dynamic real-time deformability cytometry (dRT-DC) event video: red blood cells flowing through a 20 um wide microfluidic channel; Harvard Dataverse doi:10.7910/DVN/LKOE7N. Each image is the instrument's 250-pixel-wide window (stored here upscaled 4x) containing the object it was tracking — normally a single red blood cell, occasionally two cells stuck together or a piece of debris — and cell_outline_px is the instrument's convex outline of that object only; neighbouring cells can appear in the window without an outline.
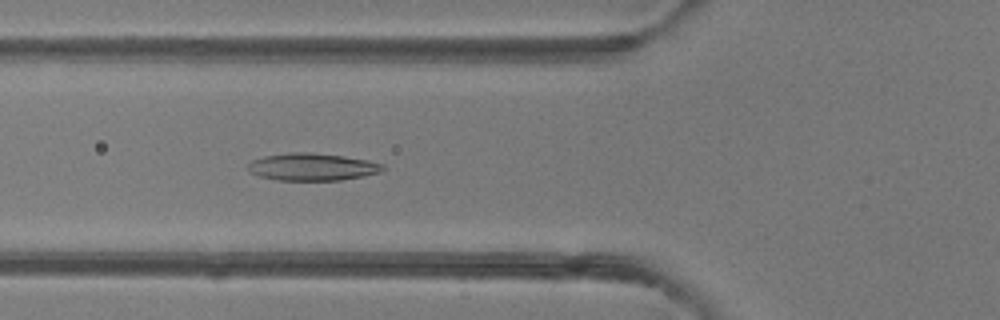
{"species": "common noctule bat (a hibernating species)", "species_latin": "Nyctalus noctula", "temperature_condition": "room temperature", "stored_images_in_passage": 6, "camera_frame_rate_fps": 3000, "um_per_image_px": 0.085, "animal": {"sex": "female"}, "frame": {"image": 1, "passage_image": 6, "time_ms": 6.333, "image_size_px": [1000, 320], "cell_outline_px": [[384, 168], [380, 172], [364, 176], [340, 180], [280, 180], [260, 176], [248, 172], [248, 164], [252, 160], [264, 156], [288, 152], [308, 152], [344, 156], [368, 160], [384, 164]], "centroid_in_image_um": [26.54, 14.18], "position_along_channel_um": 99.3, "area_um2": 21.5}}